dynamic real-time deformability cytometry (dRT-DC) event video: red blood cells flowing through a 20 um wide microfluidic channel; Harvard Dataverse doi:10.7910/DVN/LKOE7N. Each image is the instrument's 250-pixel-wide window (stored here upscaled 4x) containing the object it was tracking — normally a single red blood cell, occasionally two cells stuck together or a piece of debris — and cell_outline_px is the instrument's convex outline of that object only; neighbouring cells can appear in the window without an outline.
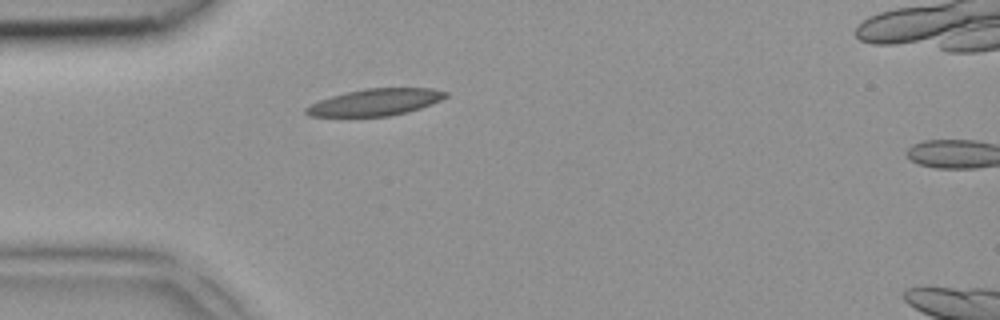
{"species": "common noctule bat (a hibernating species)", "species_latin": "Nyctalus noctula", "temperature_condition": "room temperature", "stored_images_in_passage": 2, "camera_frame_rate_fps": 3000, "um_per_image_px": 0.085, "animal": {"sex": "female", "body_mass_g": 18.4}, "frame": {"image": 1, "passage_image": 1, "time_ms": 0.0, "image_size_px": [1000, 320], "cell_outline_px": [[448, 96], [432, 104], [408, 112], [388, 116], [308, 116], [304, 112], [304, 108], [320, 100], [344, 92], [364, 88], [432, 88], [448, 92]], "centroid_in_image_um": [31.92, 8.68], "position_along_channel_um": 53.1, "area_um2": 21.79}}